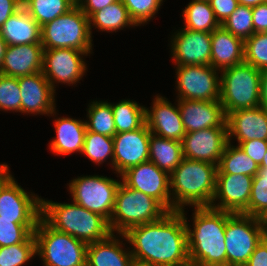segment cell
I'll list each match as a JSON object with an SVG mask.
<instances>
[{
	"label": "cell",
	"instance_id": "19",
	"mask_svg": "<svg viewBox=\"0 0 267 266\" xmlns=\"http://www.w3.org/2000/svg\"><path fill=\"white\" fill-rule=\"evenodd\" d=\"M21 91V112L28 114H49L54 116L55 90L42 72L18 77Z\"/></svg>",
	"mask_w": 267,
	"mask_h": 266
},
{
	"label": "cell",
	"instance_id": "41",
	"mask_svg": "<svg viewBox=\"0 0 267 266\" xmlns=\"http://www.w3.org/2000/svg\"><path fill=\"white\" fill-rule=\"evenodd\" d=\"M267 214V177L257 173L253 177L248 215L263 218Z\"/></svg>",
	"mask_w": 267,
	"mask_h": 266
},
{
	"label": "cell",
	"instance_id": "39",
	"mask_svg": "<svg viewBox=\"0 0 267 266\" xmlns=\"http://www.w3.org/2000/svg\"><path fill=\"white\" fill-rule=\"evenodd\" d=\"M244 62L263 71L267 69V36L253 33L244 41Z\"/></svg>",
	"mask_w": 267,
	"mask_h": 266
},
{
	"label": "cell",
	"instance_id": "34",
	"mask_svg": "<svg viewBox=\"0 0 267 266\" xmlns=\"http://www.w3.org/2000/svg\"><path fill=\"white\" fill-rule=\"evenodd\" d=\"M108 101H93L88 108V121L86 129L88 131L113 137L116 134L115 122L111 103Z\"/></svg>",
	"mask_w": 267,
	"mask_h": 266
},
{
	"label": "cell",
	"instance_id": "8",
	"mask_svg": "<svg viewBox=\"0 0 267 266\" xmlns=\"http://www.w3.org/2000/svg\"><path fill=\"white\" fill-rule=\"evenodd\" d=\"M92 33L89 18L79 6L41 26V44L44 49L71 48L91 53Z\"/></svg>",
	"mask_w": 267,
	"mask_h": 266
},
{
	"label": "cell",
	"instance_id": "53",
	"mask_svg": "<svg viewBox=\"0 0 267 266\" xmlns=\"http://www.w3.org/2000/svg\"><path fill=\"white\" fill-rule=\"evenodd\" d=\"M7 48V44L6 42L1 38L0 35V68L2 66V62H3V58H4V54H5V50Z\"/></svg>",
	"mask_w": 267,
	"mask_h": 266
},
{
	"label": "cell",
	"instance_id": "5",
	"mask_svg": "<svg viewBox=\"0 0 267 266\" xmlns=\"http://www.w3.org/2000/svg\"><path fill=\"white\" fill-rule=\"evenodd\" d=\"M166 213L156 199L121 182L109 226L112 233L124 234L132 227L160 220Z\"/></svg>",
	"mask_w": 267,
	"mask_h": 266
},
{
	"label": "cell",
	"instance_id": "50",
	"mask_svg": "<svg viewBox=\"0 0 267 266\" xmlns=\"http://www.w3.org/2000/svg\"><path fill=\"white\" fill-rule=\"evenodd\" d=\"M7 164H0V190L13 177Z\"/></svg>",
	"mask_w": 267,
	"mask_h": 266
},
{
	"label": "cell",
	"instance_id": "44",
	"mask_svg": "<svg viewBox=\"0 0 267 266\" xmlns=\"http://www.w3.org/2000/svg\"><path fill=\"white\" fill-rule=\"evenodd\" d=\"M209 2L220 25L226 21L239 5L238 0H210Z\"/></svg>",
	"mask_w": 267,
	"mask_h": 266
},
{
	"label": "cell",
	"instance_id": "38",
	"mask_svg": "<svg viewBox=\"0 0 267 266\" xmlns=\"http://www.w3.org/2000/svg\"><path fill=\"white\" fill-rule=\"evenodd\" d=\"M37 224H18L15 219H0V247L26 242Z\"/></svg>",
	"mask_w": 267,
	"mask_h": 266
},
{
	"label": "cell",
	"instance_id": "17",
	"mask_svg": "<svg viewBox=\"0 0 267 266\" xmlns=\"http://www.w3.org/2000/svg\"><path fill=\"white\" fill-rule=\"evenodd\" d=\"M253 177L243 174H217L216 191L210 207L248 215ZM220 200L218 204L214 203ZM216 204V205H215Z\"/></svg>",
	"mask_w": 267,
	"mask_h": 266
},
{
	"label": "cell",
	"instance_id": "22",
	"mask_svg": "<svg viewBox=\"0 0 267 266\" xmlns=\"http://www.w3.org/2000/svg\"><path fill=\"white\" fill-rule=\"evenodd\" d=\"M228 142L232 136L238 143L267 140V110L259 107L240 109L226 116Z\"/></svg>",
	"mask_w": 267,
	"mask_h": 266
},
{
	"label": "cell",
	"instance_id": "52",
	"mask_svg": "<svg viewBox=\"0 0 267 266\" xmlns=\"http://www.w3.org/2000/svg\"><path fill=\"white\" fill-rule=\"evenodd\" d=\"M239 4L254 7L258 4L267 2V0H238Z\"/></svg>",
	"mask_w": 267,
	"mask_h": 266
},
{
	"label": "cell",
	"instance_id": "40",
	"mask_svg": "<svg viewBox=\"0 0 267 266\" xmlns=\"http://www.w3.org/2000/svg\"><path fill=\"white\" fill-rule=\"evenodd\" d=\"M0 109L21 112L18 78L0 74Z\"/></svg>",
	"mask_w": 267,
	"mask_h": 266
},
{
	"label": "cell",
	"instance_id": "51",
	"mask_svg": "<svg viewBox=\"0 0 267 266\" xmlns=\"http://www.w3.org/2000/svg\"><path fill=\"white\" fill-rule=\"evenodd\" d=\"M262 177H267V152L264 155L262 163L259 165V172Z\"/></svg>",
	"mask_w": 267,
	"mask_h": 266
},
{
	"label": "cell",
	"instance_id": "36",
	"mask_svg": "<svg viewBox=\"0 0 267 266\" xmlns=\"http://www.w3.org/2000/svg\"><path fill=\"white\" fill-rule=\"evenodd\" d=\"M36 255L33 234L26 242L0 247V266H22Z\"/></svg>",
	"mask_w": 267,
	"mask_h": 266
},
{
	"label": "cell",
	"instance_id": "16",
	"mask_svg": "<svg viewBox=\"0 0 267 266\" xmlns=\"http://www.w3.org/2000/svg\"><path fill=\"white\" fill-rule=\"evenodd\" d=\"M150 132L145 123L141 128L113 136V168L120 175L130 167L149 160Z\"/></svg>",
	"mask_w": 267,
	"mask_h": 266
},
{
	"label": "cell",
	"instance_id": "24",
	"mask_svg": "<svg viewBox=\"0 0 267 266\" xmlns=\"http://www.w3.org/2000/svg\"><path fill=\"white\" fill-rule=\"evenodd\" d=\"M211 45V66L215 69L222 71L244 62V41L222 25L211 32Z\"/></svg>",
	"mask_w": 267,
	"mask_h": 266
},
{
	"label": "cell",
	"instance_id": "6",
	"mask_svg": "<svg viewBox=\"0 0 267 266\" xmlns=\"http://www.w3.org/2000/svg\"><path fill=\"white\" fill-rule=\"evenodd\" d=\"M220 103L230 112L260 106L261 71L242 62L220 71Z\"/></svg>",
	"mask_w": 267,
	"mask_h": 266
},
{
	"label": "cell",
	"instance_id": "37",
	"mask_svg": "<svg viewBox=\"0 0 267 266\" xmlns=\"http://www.w3.org/2000/svg\"><path fill=\"white\" fill-rule=\"evenodd\" d=\"M221 25L234 36L245 41L254 33L252 7L239 4Z\"/></svg>",
	"mask_w": 267,
	"mask_h": 266
},
{
	"label": "cell",
	"instance_id": "4",
	"mask_svg": "<svg viewBox=\"0 0 267 266\" xmlns=\"http://www.w3.org/2000/svg\"><path fill=\"white\" fill-rule=\"evenodd\" d=\"M41 217L55 230L88 244L107 238L112 232L109 221L73 201L58 203L42 199Z\"/></svg>",
	"mask_w": 267,
	"mask_h": 266
},
{
	"label": "cell",
	"instance_id": "57",
	"mask_svg": "<svg viewBox=\"0 0 267 266\" xmlns=\"http://www.w3.org/2000/svg\"><path fill=\"white\" fill-rule=\"evenodd\" d=\"M132 266H152V265H146V264L134 262V264Z\"/></svg>",
	"mask_w": 267,
	"mask_h": 266
},
{
	"label": "cell",
	"instance_id": "7",
	"mask_svg": "<svg viewBox=\"0 0 267 266\" xmlns=\"http://www.w3.org/2000/svg\"><path fill=\"white\" fill-rule=\"evenodd\" d=\"M36 255L45 266H84L87 244L75 237L55 230L42 217L34 231Z\"/></svg>",
	"mask_w": 267,
	"mask_h": 266
},
{
	"label": "cell",
	"instance_id": "56",
	"mask_svg": "<svg viewBox=\"0 0 267 266\" xmlns=\"http://www.w3.org/2000/svg\"><path fill=\"white\" fill-rule=\"evenodd\" d=\"M262 221L264 223V225L266 226L267 229V214L262 218Z\"/></svg>",
	"mask_w": 267,
	"mask_h": 266
},
{
	"label": "cell",
	"instance_id": "43",
	"mask_svg": "<svg viewBox=\"0 0 267 266\" xmlns=\"http://www.w3.org/2000/svg\"><path fill=\"white\" fill-rule=\"evenodd\" d=\"M238 146L246 153L258 166L262 163L267 152V140H249L238 143Z\"/></svg>",
	"mask_w": 267,
	"mask_h": 266
},
{
	"label": "cell",
	"instance_id": "45",
	"mask_svg": "<svg viewBox=\"0 0 267 266\" xmlns=\"http://www.w3.org/2000/svg\"><path fill=\"white\" fill-rule=\"evenodd\" d=\"M254 33L267 29V2L252 7Z\"/></svg>",
	"mask_w": 267,
	"mask_h": 266
},
{
	"label": "cell",
	"instance_id": "48",
	"mask_svg": "<svg viewBox=\"0 0 267 266\" xmlns=\"http://www.w3.org/2000/svg\"><path fill=\"white\" fill-rule=\"evenodd\" d=\"M118 0H84L79 6L84 14L89 18L93 13L105 8Z\"/></svg>",
	"mask_w": 267,
	"mask_h": 266
},
{
	"label": "cell",
	"instance_id": "32",
	"mask_svg": "<svg viewBox=\"0 0 267 266\" xmlns=\"http://www.w3.org/2000/svg\"><path fill=\"white\" fill-rule=\"evenodd\" d=\"M184 28L188 30L212 32L220 26L210 2L192 0L183 10Z\"/></svg>",
	"mask_w": 267,
	"mask_h": 266
},
{
	"label": "cell",
	"instance_id": "14",
	"mask_svg": "<svg viewBox=\"0 0 267 266\" xmlns=\"http://www.w3.org/2000/svg\"><path fill=\"white\" fill-rule=\"evenodd\" d=\"M42 198L26 192L12 177L0 190V219H15L18 224H38Z\"/></svg>",
	"mask_w": 267,
	"mask_h": 266
},
{
	"label": "cell",
	"instance_id": "31",
	"mask_svg": "<svg viewBox=\"0 0 267 266\" xmlns=\"http://www.w3.org/2000/svg\"><path fill=\"white\" fill-rule=\"evenodd\" d=\"M112 112L115 122L116 134L134 131L146 123V107L138 105L132 100H122L112 104Z\"/></svg>",
	"mask_w": 267,
	"mask_h": 266
},
{
	"label": "cell",
	"instance_id": "55",
	"mask_svg": "<svg viewBox=\"0 0 267 266\" xmlns=\"http://www.w3.org/2000/svg\"><path fill=\"white\" fill-rule=\"evenodd\" d=\"M181 266H203V265L192 263V262H188V263H186L184 265H181Z\"/></svg>",
	"mask_w": 267,
	"mask_h": 266
},
{
	"label": "cell",
	"instance_id": "42",
	"mask_svg": "<svg viewBox=\"0 0 267 266\" xmlns=\"http://www.w3.org/2000/svg\"><path fill=\"white\" fill-rule=\"evenodd\" d=\"M130 18L139 26L147 23L158 12L163 0H121Z\"/></svg>",
	"mask_w": 267,
	"mask_h": 266
},
{
	"label": "cell",
	"instance_id": "18",
	"mask_svg": "<svg viewBox=\"0 0 267 266\" xmlns=\"http://www.w3.org/2000/svg\"><path fill=\"white\" fill-rule=\"evenodd\" d=\"M171 41L175 65H211V32L180 29Z\"/></svg>",
	"mask_w": 267,
	"mask_h": 266
},
{
	"label": "cell",
	"instance_id": "1",
	"mask_svg": "<svg viewBox=\"0 0 267 266\" xmlns=\"http://www.w3.org/2000/svg\"><path fill=\"white\" fill-rule=\"evenodd\" d=\"M119 235L133 246L130 251L134 262L152 266H181L189 262L184 209L168 212L160 220Z\"/></svg>",
	"mask_w": 267,
	"mask_h": 266
},
{
	"label": "cell",
	"instance_id": "46",
	"mask_svg": "<svg viewBox=\"0 0 267 266\" xmlns=\"http://www.w3.org/2000/svg\"><path fill=\"white\" fill-rule=\"evenodd\" d=\"M244 266H267V235L256 246Z\"/></svg>",
	"mask_w": 267,
	"mask_h": 266
},
{
	"label": "cell",
	"instance_id": "13",
	"mask_svg": "<svg viewBox=\"0 0 267 266\" xmlns=\"http://www.w3.org/2000/svg\"><path fill=\"white\" fill-rule=\"evenodd\" d=\"M120 176L127 187L156 199L168 212H171L170 178L167 172L148 160L130 167Z\"/></svg>",
	"mask_w": 267,
	"mask_h": 266
},
{
	"label": "cell",
	"instance_id": "20",
	"mask_svg": "<svg viewBox=\"0 0 267 266\" xmlns=\"http://www.w3.org/2000/svg\"><path fill=\"white\" fill-rule=\"evenodd\" d=\"M186 133L210 127H227L220 100H177Z\"/></svg>",
	"mask_w": 267,
	"mask_h": 266
},
{
	"label": "cell",
	"instance_id": "26",
	"mask_svg": "<svg viewBox=\"0 0 267 266\" xmlns=\"http://www.w3.org/2000/svg\"><path fill=\"white\" fill-rule=\"evenodd\" d=\"M122 242L111 233L105 239L88 244L86 263L90 266H132L134 258L131 251L122 248Z\"/></svg>",
	"mask_w": 267,
	"mask_h": 266
},
{
	"label": "cell",
	"instance_id": "21",
	"mask_svg": "<svg viewBox=\"0 0 267 266\" xmlns=\"http://www.w3.org/2000/svg\"><path fill=\"white\" fill-rule=\"evenodd\" d=\"M153 100L151 109L146 107L145 110L146 124L150 132L162 138L182 141L186 131L178 104L176 107L160 95Z\"/></svg>",
	"mask_w": 267,
	"mask_h": 266
},
{
	"label": "cell",
	"instance_id": "28",
	"mask_svg": "<svg viewBox=\"0 0 267 266\" xmlns=\"http://www.w3.org/2000/svg\"><path fill=\"white\" fill-rule=\"evenodd\" d=\"M183 159L182 141L162 138L154 134L149 138V161L169 175Z\"/></svg>",
	"mask_w": 267,
	"mask_h": 266
},
{
	"label": "cell",
	"instance_id": "9",
	"mask_svg": "<svg viewBox=\"0 0 267 266\" xmlns=\"http://www.w3.org/2000/svg\"><path fill=\"white\" fill-rule=\"evenodd\" d=\"M266 235L262 218L233 214L225 226L227 266H244Z\"/></svg>",
	"mask_w": 267,
	"mask_h": 266
},
{
	"label": "cell",
	"instance_id": "35",
	"mask_svg": "<svg viewBox=\"0 0 267 266\" xmlns=\"http://www.w3.org/2000/svg\"><path fill=\"white\" fill-rule=\"evenodd\" d=\"M113 153V137L86 130L82 154L86 155L93 163L98 164L104 163L109 158L113 167Z\"/></svg>",
	"mask_w": 267,
	"mask_h": 266
},
{
	"label": "cell",
	"instance_id": "29",
	"mask_svg": "<svg viewBox=\"0 0 267 266\" xmlns=\"http://www.w3.org/2000/svg\"><path fill=\"white\" fill-rule=\"evenodd\" d=\"M91 24L102 32H116L126 26H137L130 18L128 10L121 0L106 6L89 17L90 33L92 32Z\"/></svg>",
	"mask_w": 267,
	"mask_h": 266
},
{
	"label": "cell",
	"instance_id": "33",
	"mask_svg": "<svg viewBox=\"0 0 267 266\" xmlns=\"http://www.w3.org/2000/svg\"><path fill=\"white\" fill-rule=\"evenodd\" d=\"M23 7L40 26L67 13L74 5L70 0H22Z\"/></svg>",
	"mask_w": 267,
	"mask_h": 266
},
{
	"label": "cell",
	"instance_id": "58",
	"mask_svg": "<svg viewBox=\"0 0 267 266\" xmlns=\"http://www.w3.org/2000/svg\"><path fill=\"white\" fill-rule=\"evenodd\" d=\"M262 33H264L267 36V29L264 30Z\"/></svg>",
	"mask_w": 267,
	"mask_h": 266
},
{
	"label": "cell",
	"instance_id": "27",
	"mask_svg": "<svg viewBox=\"0 0 267 266\" xmlns=\"http://www.w3.org/2000/svg\"><path fill=\"white\" fill-rule=\"evenodd\" d=\"M54 122L57 136L49 143L51 151L57 155L82 153L87 130L85 121L60 117Z\"/></svg>",
	"mask_w": 267,
	"mask_h": 266
},
{
	"label": "cell",
	"instance_id": "11",
	"mask_svg": "<svg viewBox=\"0 0 267 266\" xmlns=\"http://www.w3.org/2000/svg\"><path fill=\"white\" fill-rule=\"evenodd\" d=\"M178 99L220 100V77L211 65H184L176 67Z\"/></svg>",
	"mask_w": 267,
	"mask_h": 266
},
{
	"label": "cell",
	"instance_id": "15",
	"mask_svg": "<svg viewBox=\"0 0 267 266\" xmlns=\"http://www.w3.org/2000/svg\"><path fill=\"white\" fill-rule=\"evenodd\" d=\"M227 143V127H210L186 133L182 140L183 158L218 166Z\"/></svg>",
	"mask_w": 267,
	"mask_h": 266
},
{
	"label": "cell",
	"instance_id": "25",
	"mask_svg": "<svg viewBox=\"0 0 267 266\" xmlns=\"http://www.w3.org/2000/svg\"><path fill=\"white\" fill-rule=\"evenodd\" d=\"M0 35L7 46L41 44V26L23 6L2 25Z\"/></svg>",
	"mask_w": 267,
	"mask_h": 266
},
{
	"label": "cell",
	"instance_id": "30",
	"mask_svg": "<svg viewBox=\"0 0 267 266\" xmlns=\"http://www.w3.org/2000/svg\"><path fill=\"white\" fill-rule=\"evenodd\" d=\"M259 166L237 145L228 142L218 164L217 174H243L254 177Z\"/></svg>",
	"mask_w": 267,
	"mask_h": 266
},
{
	"label": "cell",
	"instance_id": "10",
	"mask_svg": "<svg viewBox=\"0 0 267 266\" xmlns=\"http://www.w3.org/2000/svg\"><path fill=\"white\" fill-rule=\"evenodd\" d=\"M120 183L107 176L89 175L71 180L68 188L72 201L110 221Z\"/></svg>",
	"mask_w": 267,
	"mask_h": 266
},
{
	"label": "cell",
	"instance_id": "3",
	"mask_svg": "<svg viewBox=\"0 0 267 266\" xmlns=\"http://www.w3.org/2000/svg\"><path fill=\"white\" fill-rule=\"evenodd\" d=\"M217 171L215 164L183 158L169 175L171 211H180L188 205L210 206L216 191Z\"/></svg>",
	"mask_w": 267,
	"mask_h": 266
},
{
	"label": "cell",
	"instance_id": "54",
	"mask_svg": "<svg viewBox=\"0 0 267 266\" xmlns=\"http://www.w3.org/2000/svg\"><path fill=\"white\" fill-rule=\"evenodd\" d=\"M84 0H70L74 6H80Z\"/></svg>",
	"mask_w": 267,
	"mask_h": 266
},
{
	"label": "cell",
	"instance_id": "49",
	"mask_svg": "<svg viewBox=\"0 0 267 266\" xmlns=\"http://www.w3.org/2000/svg\"><path fill=\"white\" fill-rule=\"evenodd\" d=\"M260 106L267 110V69L261 71Z\"/></svg>",
	"mask_w": 267,
	"mask_h": 266
},
{
	"label": "cell",
	"instance_id": "23",
	"mask_svg": "<svg viewBox=\"0 0 267 266\" xmlns=\"http://www.w3.org/2000/svg\"><path fill=\"white\" fill-rule=\"evenodd\" d=\"M43 51L42 44L7 46L0 74L18 78L42 72Z\"/></svg>",
	"mask_w": 267,
	"mask_h": 266
},
{
	"label": "cell",
	"instance_id": "47",
	"mask_svg": "<svg viewBox=\"0 0 267 266\" xmlns=\"http://www.w3.org/2000/svg\"><path fill=\"white\" fill-rule=\"evenodd\" d=\"M22 6V0H0V28Z\"/></svg>",
	"mask_w": 267,
	"mask_h": 266
},
{
	"label": "cell",
	"instance_id": "12",
	"mask_svg": "<svg viewBox=\"0 0 267 266\" xmlns=\"http://www.w3.org/2000/svg\"><path fill=\"white\" fill-rule=\"evenodd\" d=\"M84 51L71 48L44 49L42 73L55 90V83L76 84L86 73Z\"/></svg>",
	"mask_w": 267,
	"mask_h": 266
},
{
	"label": "cell",
	"instance_id": "2",
	"mask_svg": "<svg viewBox=\"0 0 267 266\" xmlns=\"http://www.w3.org/2000/svg\"><path fill=\"white\" fill-rule=\"evenodd\" d=\"M194 211L192 230L185 217L189 262L227 266L225 226L234 213L210 206L195 207Z\"/></svg>",
	"mask_w": 267,
	"mask_h": 266
}]
</instances>
